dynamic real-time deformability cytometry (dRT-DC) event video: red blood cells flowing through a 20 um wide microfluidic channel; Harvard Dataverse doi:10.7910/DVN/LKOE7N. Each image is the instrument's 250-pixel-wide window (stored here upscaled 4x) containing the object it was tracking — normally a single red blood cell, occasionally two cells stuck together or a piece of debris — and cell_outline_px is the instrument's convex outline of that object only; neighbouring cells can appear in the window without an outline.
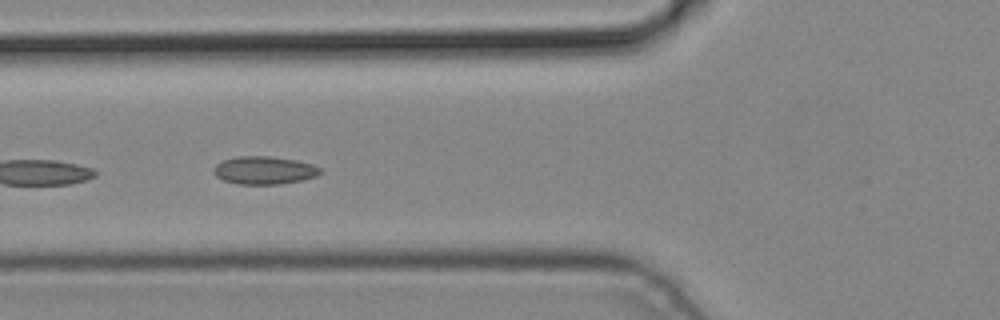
{"species": "common noctule bat (a hibernating species)", "species_latin": "Nyctalus noctula", "temperature_condition": "cold", "stored_images_in_passage": 3, "camera_frame_rate_fps": 3000, "um_per_image_px": 0.085, "animal": {"sex": "male", "body_mass_g": 19.2, "forearm_length_mm": 51.8}, "frame": {"image": 1, "passage_image": 2, "time_ms": 0.333, "image_size_px": [1000, 320], "cell_outline_px": [[324, 172], [316, 176], [300, 180], [280, 184], [236, 184], [224, 180], [216, 176], [212, 172], [212, 168], [216, 164], [224, 160], [240, 156], [268, 156], [296, 160], [312, 164], [320, 168]], "centroid_in_image_um": [22.45, 14.47], "position_along_channel_um": 103.4, "area_um2": 17.34}}
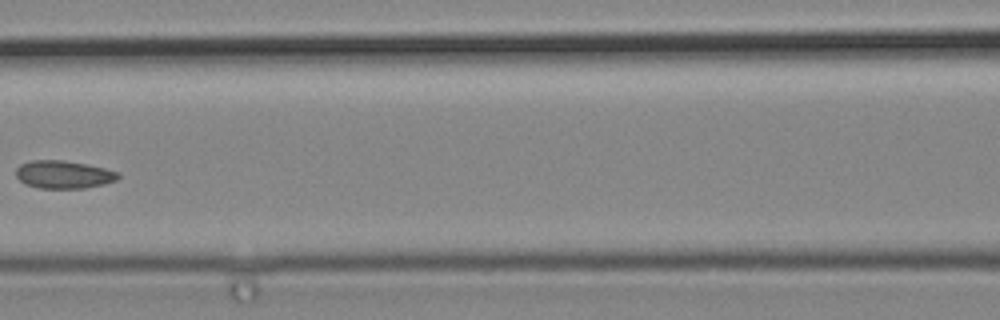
{"frame": {"image": 2, "passage_image": 3, "time_ms": 0.667, "image_size_px": [1000, 320], "cell_outline_px": [[120, 176], [116, 180], [104, 184], [84, 188], [40, 188], [24, 184], [16, 176], [16, 168], [20, 164], [32, 160], [64, 160], [88, 164], [120, 172]], "centroid_in_image_um": [5.41, 14.83], "position_along_channel_um": 161.2, "area_um2": 16.7}}